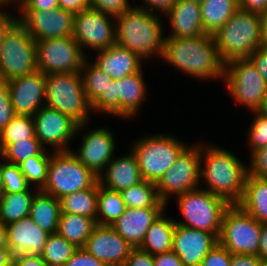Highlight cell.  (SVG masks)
Wrapping results in <instances>:
<instances>
[{
    "instance_id": "1",
    "label": "cell",
    "mask_w": 267,
    "mask_h": 266,
    "mask_svg": "<svg viewBox=\"0 0 267 266\" xmlns=\"http://www.w3.org/2000/svg\"><path fill=\"white\" fill-rule=\"evenodd\" d=\"M248 164H244L231 151L214 144L201 143L200 184L205 183L215 196L229 205H238L244 194Z\"/></svg>"
},
{
    "instance_id": "2",
    "label": "cell",
    "mask_w": 267,
    "mask_h": 266,
    "mask_svg": "<svg viewBox=\"0 0 267 266\" xmlns=\"http://www.w3.org/2000/svg\"><path fill=\"white\" fill-rule=\"evenodd\" d=\"M161 60L180 72L200 80H223L225 63L221 60L214 37H165Z\"/></svg>"
},
{
    "instance_id": "3",
    "label": "cell",
    "mask_w": 267,
    "mask_h": 266,
    "mask_svg": "<svg viewBox=\"0 0 267 266\" xmlns=\"http://www.w3.org/2000/svg\"><path fill=\"white\" fill-rule=\"evenodd\" d=\"M159 15L136 4L115 17L116 44L143 60L157 59V56L161 58L165 28L162 15Z\"/></svg>"
},
{
    "instance_id": "4",
    "label": "cell",
    "mask_w": 267,
    "mask_h": 266,
    "mask_svg": "<svg viewBox=\"0 0 267 266\" xmlns=\"http://www.w3.org/2000/svg\"><path fill=\"white\" fill-rule=\"evenodd\" d=\"M221 60L249 58L262 45L259 14L238 9L213 35Z\"/></svg>"
},
{
    "instance_id": "5",
    "label": "cell",
    "mask_w": 267,
    "mask_h": 266,
    "mask_svg": "<svg viewBox=\"0 0 267 266\" xmlns=\"http://www.w3.org/2000/svg\"><path fill=\"white\" fill-rule=\"evenodd\" d=\"M130 146L136 156L143 180L157 184L188 144L170 133H156L138 137Z\"/></svg>"
},
{
    "instance_id": "6",
    "label": "cell",
    "mask_w": 267,
    "mask_h": 266,
    "mask_svg": "<svg viewBox=\"0 0 267 266\" xmlns=\"http://www.w3.org/2000/svg\"><path fill=\"white\" fill-rule=\"evenodd\" d=\"M45 106L69 115L79 124L90 122L92 113L80 72L45 75Z\"/></svg>"
},
{
    "instance_id": "7",
    "label": "cell",
    "mask_w": 267,
    "mask_h": 266,
    "mask_svg": "<svg viewBox=\"0 0 267 266\" xmlns=\"http://www.w3.org/2000/svg\"><path fill=\"white\" fill-rule=\"evenodd\" d=\"M176 199L178 210L183 220L185 219H176V224L210 232L219 237L224 212L230 206L224 199L202 188L178 195Z\"/></svg>"
},
{
    "instance_id": "8",
    "label": "cell",
    "mask_w": 267,
    "mask_h": 266,
    "mask_svg": "<svg viewBox=\"0 0 267 266\" xmlns=\"http://www.w3.org/2000/svg\"><path fill=\"white\" fill-rule=\"evenodd\" d=\"M97 181L98 177L79 161L72 150L53 151L50 153L47 180L41 191L60 199L91 188Z\"/></svg>"
},
{
    "instance_id": "9",
    "label": "cell",
    "mask_w": 267,
    "mask_h": 266,
    "mask_svg": "<svg viewBox=\"0 0 267 266\" xmlns=\"http://www.w3.org/2000/svg\"><path fill=\"white\" fill-rule=\"evenodd\" d=\"M147 91L142 69L121 80H113L106 94H101L91 105L92 112L129 120L138 114L142 102L148 96Z\"/></svg>"
},
{
    "instance_id": "10",
    "label": "cell",
    "mask_w": 267,
    "mask_h": 266,
    "mask_svg": "<svg viewBox=\"0 0 267 266\" xmlns=\"http://www.w3.org/2000/svg\"><path fill=\"white\" fill-rule=\"evenodd\" d=\"M36 70V41L16 20L0 44V80L7 82Z\"/></svg>"
},
{
    "instance_id": "11",
    "label": "cell",
    "mask_w": 267,
    "mask_h": 266,
    "mask_svg": "<svg viewBox=\"0 0 267 266\" xmlns=\"http://www.w3.org/2000/svg\"><path fill=\"white\" fill-rule=\"evenodd\" d=\"M228 94L249 111H257L267 92V84L249 58L225 64L223 80Z\"/></svg>"
},
{
    "instance_id": "12",
    "label": "cell",
    "mask_w": 267,
    "mask_h": 266,
    "mask_svg": "<svg viewBox=\"0 0 267 266\" xmlns=\"http://www.w3.org/2000/svg\"><path fill=\"white\" fill-rule=\"evenodd\" d=\"M262 224L239 205L224 212L218 243L231 254H258Z\"/></svg>"
},
{
    "instance_id": "13",
    "label": "cell",
    "mask_w": 267,
    "mask_h": 266,
    "mask_svg": "<svg viewBox=\"0 0 267 266\" xmlns=\"http://www.w3.org/2000/svg\"><path fill=\"white\" fill-rule=\"evenodd\" d=\"M200 155L201 142L188 145L157 182V192L163 203L167 205L172 196L175 198L200 188Z\"/></svg>"
},
{
    "instance_id": "14",
    "label": "cell",
    "mask_w": 267,
    "mask_h": 266,
    "mask_svg": "<svg viewBox=\"0 0 267 266\" xmlns=\"http://www.w3.org/2000/svg\"><path fill=\"white\" fill-rule=\"evenodd\" d=\"M87 58L72 36L36 41L37 69L45 75L80 72Z\"/></svg>"
},
{
    "instance_id": "15",
    "label": "cell",
    "mask_w": 267,
    "mask_h": 266,
    "mask_svg": "<svg viewBox=\"0 0 267 266\" xmlns=\"http://www.w3.org/2000/svg\"><path fill=\"white\" fill-rule=\"evenodd\" d=\"M35 137L40 141L41 145L51 152L69 151L72 149L70 143L85 128L88 123L79 124L72 117L58 110L47 106L41 107L33 115Z\"/></svg>"
},
{
    "instance_id": "16",
    "label": "cell",
    "mask_w": 267,
    "mask_h": 266,
    "mask_svg": "<svg viewBox=\"0 0 267 266\" xmlns=\"http://www.w3.org/2000/svg\"><path fill=\"white\" fill-rule=\"evenodd\" d=\"M115 17L92 7L74 14L73 38L85 53L107 49L116 44Z\"/></svg>"
},
{
    "instance_id": "17",
    "label": "cell",
    "mask_w": 267,
    "mask_h": 266,
    "mask_svg": "<svg viewBox=\"0 0 267 266\" xmlns=\"http://www.w3.org/2000/svg\"><path fill=\"white\" fill-rule=\"evenodd\" d=\"M17 20L35 41L73 36L74 14L61 8L18 10Z\"/></svg>"
},
{
    "instance_id": "18",
    "label": "cell",
    "mask_w": 267,
    "mask_h": 266,
    "mask_svg": "<svg viewBox=\"0 0 267 266\" xmlns=\"http://www.w3.org/2000/svg\"><path fill=\"white\" fill-rule=\"evenodd\" d=\"M88 130L87 133H81V144L76 151L72 149V152L86 168L99 177L115 157L117 140L108 127Z\"/></svg>"
},
{
    "instance_id": "19",
    "label": "cell",
    "mask_w": 267,
    "mask_h": 266,
    "mask_svg": "<svg viewBox=\"0 0 267 266\" xmlns=\"http://www.w3.org/2000/svg\"><path fill=\"white\" fill-rule=\"evenodd\" d=\"M16 115L31 116L45 106V74L35 72L6 82Z\"/></svg>"
},
{
    "instance_id": "20",
    "label": "cell",
    "mask_w": 267,
    "mask_h": 266,
    "mask_svg": "<svg viewBox=\"0 0 267 266\" xmlns=\"http://www.w3.org/2000/svg\"><path fill=\"white\" fill-rule=\"evenodd\" d=\"M83 248L107 266H122L134 247L112 226L96 224Z\"/></svg>"
},
{
    "instance_id": "21",
    "label": "cell",
    "mask_w": 267,
    "mask_h": 266,
    "mask_svg": "<svg viewBox=\"0 0 267 266\" xmlns=\"http://www.w3.org/2000/svg\"><path fill=\"white\" fill-rule=\"evenodd\" d=\"M217 243L218 238L213 233L176 224L172 251L179 256L183 266H200Z\"/></svg>"
},
{
    "instance_id": "22",
    "label": "cell",
    "mask_w": 267,
    "mask_h": 266,
    "mask_svg": "<svg viewBox=\"0 0 267 266\" xmlns=\"http://www.w3.org/2000/svg\"><path fill=\"white\" fill-rule=\"evenodd\" d=\"M7 243L13 255L41 256L49 233L42 230L30 216L6 225Z\"/></svg>"
},
{
    "instance_id": "23",
    "label": "cell",
    "mask_w": 267,
    "mask_h": 266,
    "mask_svg": "<svg viewBox=\"0 0 267 266\" xmlns=\"http://www.w3.org/2000/svg\"><path fill=\"white\" fill-rule=\"evenodd\" d=\"M165 209L166 207L127 208L112 227L131 246L138 248L151 224Z\"/></svg>"
},
{
    "instance_id": "24",
    "label": "cell",
    "mask_w": 267,
    "mask_h": 266,
    "mask_svg": "<svg viewBox=\"0 0 267 266\" xmlns=\"http://www.w3.org/2000/svg\"><path fill=\"white\" fill-rule=\"evenodd\" d=\"M96 53L98 55L92 63L113 80H121L143 69V59L117 44Z\"/></svg>"
},
{
    "instance_id": "25",
    "label": "cell",
    "mask_w": 267,
    "mask_h": 266,
    "mask_svg": "<svg viewBox=\"0 0 267 266\" xmlns=\"http://www.w3.org/2000/svg\"><path fill=\"white\" fill-rule=\"evenodd\" d=\"M130 152V153H129ZM115 156L98 177L99 184L109 190L121 192L143 181L135 154Z\"/></svg>"
},
{
    "instance_id": "26",
    "label": "cell",
    "mask_w": 267,
    "mask_h": 266,
    "mask_svg": "<svg viewBox=\"0 0 267 266\" xmlns=\"http://www.w3.org/2000/svg\"><path fill=\"white\" fill-rule=\"evenodd\" d=\"M169 18L171 33L165 37L188 38L206 34L201 19V5L192 0H176L164 17Z\"/></svg>"
},
{
    "instance_id": "27",
    "label": "cell",
    "mask_w": 267,
    "mask_h": 266,
    "mask_svg": "<svg viewBox=\"0 0 267 266\" xmlns=\"http://www.w3.org/2000/svg\"><path fill=\"white\" fill-rule=\"evenodd\" d=\"M61 214L60 200L38 190L31 202L30 217L44 231L56 233Z\"/></svg>"
},
{
    "instance_id": "28",
    "label": "cell",
    "mask_w": 267,
    "mask_h": 266,
    "mask_svg": "<svg viewBox=\"0 0 267 266\" xmlns=\"http://www.w3.org/2000/svg\"><path fill=\"white\" fill-rule=\"evenodd\" d=\"M163 212L147 230L140 249L156 255L172 251L173 233L175 230V219L165 215Z\"/></svg>"
},
{
    "instance_id": "29",
    "label": "cell",
    "mask_w": 267,
    "mask_h": 266,
    "mask_svg": "<svg viewBox=\"0 0 267 266\" xmlns=\"http://www.w3.org/2000/svg\"><path fill=\"white\" fill-rule=\"evenodd\" d=\"M261 224L267 223V183L261 178L249 175L246 178L244 194L238 204Z\"/></svg>"
},
{
    "instance_id": "30",
    "label": "cell",
    "mask_w": 267,
    "mask_h": 266,
    "mask_svg": "<svg viewBox=\"0 0 267 266\" xmlns=\"http://www.w3.org/2000/svg\"><path fill=\"white\" fill-rule=\"evenodd\" d=\"M200 5L204 32L213 35L239 9V0H204Z\"/></svg>"
},
{
    "instance_id": "31",
    "label": "cell",
    "mask_w": 267,
    "mask_h": 266,
    "mask_svg": "<svg viewBox=\"0 0 267 266\" xmlns=\"http://www.w3.org/2000/svg\"><path fill=\"white\" fill-rule=\"evenodd\" d=\"M96 222L87 216L61 213L57 233L78 248H83Z\"/></svg>"
},
{
    "instance_id": "32",
    "label": "cell",
    "mask_w": 267,
    "mask_h": 266,
    "mask_svg": "<svg viewBox=\"0 0 267 266\" xmlns=\"http://www.w3.org/2000/svg\"><path fill=\"white\" fill-rule=\"evenodd\" d=\"M59 200L61 213L87 216L96 222L98 181L91 188L65 195Z\"/></svg>"
},
{
    "instance_id": "33",
    "label": "cell",
    "mask_w": 267,
    "mask_h": 266,
    "mask_svg": "<svg viewBox=\"0 0 267 266\" xmlns=\"http://www.w3.org/2000/svg\"><path fill=\"white\" fill-rule=\"evenodd\" d=\"M38 190L0 196V221L8 225L30 215L31 202Z\"/></svg>"
},
{
    "instance_id": "34",
    "label": "cell",
    "mask_w": 267,
    "mask_h": 266,
    "mask_svg": "<svg viewBox=\"0 0 267 266\" xmlns=\"http://www.w3.org/2000/svg\"><path fill=\"white\" fill-rule=\"evenodd\" d=\"M126 209L121 193L101 186L98 181L96 224L112 226Z\"/></svg>"
},
{
    "instance_id": "35",
    "label": "cell",
    "mask_w": 267,
    "mask_h": 266,
    "mask_svg": "<svg viewBox=\"0 0 267 266\" xmlns=\"http://www.w3.org/2000/svg\"><path fill=\"white\" fill-rule=\"evenodd\" d=\"M120 193L127 208L167 207L158 195L156 184L146 180Z\"/></svg>"
},
{
    "instance_id": "36",
    "label": "cell",
    "mask_w": 267,
    "mask_h": 266,
    "mask_svg": "<svg viewBox=\"0 0 267 266\" xmlns=\"http://www.w3.org/2000/svg\"><path fill=\"white\" fill-rule=\"evenodd\" d=\"M50 152V150L46 151L35 136L15 143H0V157L5 162L16 165L26 161L31 156L50 155Z\"/></svg>"
},
{
    "instance_id": "37",
    "label": "cell",
    "mask_w": 267,
    "mask_h": 266,
    "mask_svg": "<svg viewBox=\"0 0 267 266\" xmlns=\"http://www.w3.org/2000/svg\"><path fill=\"white\" fill-rule=\"evenodd\" d=\"M83 80L84 91L89 103L92 105L101 94H106L108 85L113 79L95 66L88 58L84 61L80 71Z\"/></svg>"
},
{
    "instance_id": "38",
    "label": "cell",
    "mask_w": 267,
    "mask_h": 266,
    "mask_svg": "<svg viewBox=\"0 0 267 266\" xmlns=\"http://www.w3.org/2000/svg\"><path fill=\"white\" fill-rule=\"evenodd\" d=\"M78 249L60 234H49L41 257L49 266H63Z\"/></svg>"
},
{
    "instance_id": "39",
    "label": "cell",
    "mask_w": 267,
    "mask_h": 266,
    "mask_svg": "<svg viewBox=\"0 0 267 266\" xmlns=\"http://www.w3.org/2000/svg\"><path fill=\"white\" fill-rule=\"evenodd\" d=\"M35 136L33 117L15 115L0 132V143H15Z\"/></svg>"
},
{
    "instance_id": "40",
    "label": "cell",
    "mask_w": 267,
    "mask_h": 266,
    "mask_svg": "<svg viewBox=\"0 0 267 266\" xmlns=\"http://www.w3.org/2000/svg\"><path fill=\"white\" fill-rule=\"evenodd\" d=\"M50 155L31 156L18 166L30 186L41 190L47 180Z\"/></svg>"
},
{
    "instance_id": "41",
    "label": "cell",
    "mask_w": 267,
    "mask_h": 266,
    "mask_svg": "<svg viewBox=\"0 0 267 266\" xmlns=\"http://www.w3.org/2000/svg\"><path fill=\"white\" fill-rule=\"evenodd\" d=\"M2 181L3 194L36 190V188H33V186L31 187L28 184L18 165L5 162L3 159Z\"/></svg>"
},
{
    "instance_id": "42",
    "label": "cell",
    "mask_w": 267,
    "mask_h": 266,
    "mask_svg": "<svg viewBox=\"0 0 267 266\" xmlns=\"http://www.w3.org/2000/svg\"><path fill=\"white\" fill-rule=\"evenodd\" d=\"M254 118L248 126L249 156L259 148L267 146V116L258 111H252ZM251 149V150H250Z\"/></svg>"
},
{
    "instance_id": "43",
    "label": "cell",
    "mask_w": 267,
    "mask_h": 266,
    "mask_svg": "<svg viewBox=\"0 0 267 266\" xmlns=\"http://www.w3.org/2000/svg\"><path fill=\"white\" fill-rule=\"evenodd\" d=\"M90 7L103 12L104 14L117 17L123 12L129 10L133 5H130L129 0H89Z\"/></svg>"
},
{
    "instance_id": "44",
    "label": "cell",
    "mask_w": 267,
    "mask_h": 266,
    "mask_svg": "<svg viewBox=\"0 0 267 266\" xmlns=\"http://www.w3.org/2000/svg\"><path fill=\"white\" fill-rule=\"evenodd\" d=\"M7 83L0 80V132L15 116Z\"/></svg>"
},
{
    "instance_id": "45",
    "label": "cell",
    "mask_w": 267,
    "mask_h": 266,
    "mask_svg": "<svg viewBox=\"0 0 267 266\" xmlns=\"http://www.w3.org/2000/svg\"><path fill=\"white\" fill-rule=\"evenodd\" d=\"M232 254L217 243L204 257L200 266H230Z\"/></svg>"
},
{
    "instance_id": "46",
    "label": "cell",
    "mask_w": 267,
    "mask_h": 266,
    "mask_svg": "<svg viewBox=\"0 0 267 266\" xmlns=\"http://www.w3.org/2000/svg\"><path fill=\"white\" fill-rule=\"evenodd\" d=\"M249 159V175L262 178L267 174V146L254 151Z\"/></svg>"
},
{
    "instance_id": "47",
    "label": "cell",
    "mask_w": 267,
    "mask_h": 266,
    "mask_svg": "<svg viewBox=\"0 0 267 266\" xmlns=\"http://www.w3.org/2000/svg\"><path fill=\"white\" fill-rule=\"evenodd\" d=\"M63 266H107L84 248H78Z\"/></svg>"
},
{
    "instance_id": "48",
    "label": "cell",
    "mask_w": 267,
    "mask_h": 266,
    "mask_svg": "<svg viewBox=\"0 0 267 266\" xmlns=\"http://www.w3.org/2000/svg\"><path fill=\"white\" fill-rule=\"evenodd\" d=\"M122 266H154V255L138 248H133Z\"/></svg>"
},
{
    "instance_id": "49",
    "label": "cell",
    "mask_w": 267,
    "mask_h": 266,
    "mask_svg": "<svg viewBox=\"0 0 267 266\" xmlns=\"http://www.w3.org/2000/svg\"><path fill=\"white\" fill-rule=\"evenodd\" d=\"M249 59L267 84V44L258 46Z\"/></svg>"
},
{
    "instance_id": "50",
    "label": "cell",
    "mask_w": 267,
    "mask_h": 266,
    "mask_svg": "<svg viewBox=\"0 0 267 266\" xmlns=\"http://www.w3.org/2000/svg\"><path fill=\"white\" fill-rule=\"evenodd\" d=\"M142 1L143 5L141 4L138 7L147 9L153 14H156L157 10L159 13H162V16H164L171 9L176 0H142Z\"/></svg>"
},
{
    "instance_id": "51",
    "label": "cell",
    "mask_w": 267,
    "mask_h": 266,
    "mask_svg": "<svg viewBox=\"0 0 267 266\" xmlns=\"http://www.w3.org/2000/svg\"><path fill=\"white\" fill-rule=\"evenodd\" d=\"M59 8L58 0H23L19 10L48 11Z\"/></svg>"
},
{
    "instance_id": "52",
    "label": "cell",
    "mask_w": 267,
    "mask_h": 266,
    "mask_svg": "<svg viewBox=\"0 0 267 266\" xmlns=\"http://www.w3.org/2000/svg\"><path fill=\"white\" fill-rule=\"evenodd\" d=\"M12 266H49L41 256L17 254L13 256Z\"/></svg>"
},
{
    "instance_id": "53",
    "label": "cell",
    "mask_w": 267,
    "mask_h": 266,
    "mask_svg": "<svg viewBox=\"0 0 267 266\" xmlns=\"http://www.w3.org/2000/svg\"><path fill=\"white\" fill-rule=\"evenodd\" d=\"M154 266H183L179 256L174 251L154 255Z\"/></svg>"
},
{
    "instance_id": "54",
    "label": "cell",
    "mask_w": 267,
    "mask_h": 266,
    "mask_svg": "<svg viewBox=\"0 0 267 266\" xmlns=\"http://www.w3.org/2000/svg\"><path fill=\"white\" fill-rule=\"evenodd\" d=\"M59 8L77 14L90 7L89 0H58Z\"/></svg>"
},
{
    "instance_id": "55",
    "label": "cell",
    "mask_w": 267,
    "mask_h": 266,
    "mask_svg": "<svg viewBox=\"0 0 267 266\" xmlns=\"http://www.w3.org/2000/svg\"><path fill=\"white\" fill-rule=\"evenodd\" d=\"M230 266H260V257L253 254H232Z\"/></svg>"
},
{
    "instance_id": "56",
    "label": "cell",
    "mask_w": 267,
    "mask_h": 266,
    "mask_svg": "<svg viewBox=\"0 0 267 266\" xmlns=\"http://www.w3.org/2000/svg\"><path fill=\"white\" fill-rule=\"evenodd\" d=\"M239 8L260 14L267 9V0H239Z\"/></svg>"
},
{
    "instance_id": "57",
    "label": "cell",
    "mask_w": 267,
    "mask_h": 266,
    "mask_svg": "<svg viewBox=\"0 0 267 266\" xmlns=\"http://www.w3.org/2000/svg\"><path fill=\"white\" fill-rule=\"evenodd\" d=\"M5 10L4 7H0V44L5 32L17 20V16L13 17V14H10L8 13V10Z\"/></svg>"
},
{
    "instance_id": "58",
    "label": "cell",
    "mask_w": 267,
    "mask_h": 266,
    "mask_svg": "<svg viewBox=\"0 0 267 266\" xmlns=\"http://www.w3.org/2000/svg\"><path fill=\"white\" fill-rule=\"evenodd\" d=\"M260 259H267V223L262 224L258 254Z\"/></svg>"
},
{
    "instance_id": "59",
    "label": "cell",
    "mask_w": 267,
    "mask_h": 266,
    "mask_svg": "<svg viewBox=\"0 0 267 266\" xmlns=\"http://www.w3.org/2000/svg\"><path fill=\"white\" fill-rule=\"evenodd\" d=\"M13 256L9 247H0V266H12Z\"/></svg>"
},
{
    "instance_id": "60",
    "label": "cell",
    "mask_w": 267,
    "mask_h": 266,
    "mask_svg": "<svg viewBox=\"0 0 267 266\" xmlns=\"http://www.w3.org/2000/svg\"><path fill=\"white\" fill-rule=\"evenodd\" d=\"M260 17V29L261 40L263 44H267V9L259 14Z\"/></svg>"
},
{
    "instance_id": "61",
    "label": "cell",
    "mask_w": 267,
    "mask_h": 266,
    "mask_svg": "<svg viewBox=\"0 0 267 266\" xmlns=\"http://www.w3.org/2000/svg\"><path fill=\"white\" fill-rule=\"evenodd\" d=\"M0 247H8L7 243V228L6 225L0 221Z\"/></svg>"
},
{
    "instance_id": "62",
    "label": "cell",
    "mask_w": 267,
    "mask_h": 266,
    "mask_svg": "<svg viewBox=\"0 0 267 266\" xmlns=\"http://www.w3.org/2000/svg\"><path fill=\"white\" fill-rule=\"evenodd\" d=\"M23 0H0V7H8V5L10 6V4L15 5L14 7L17 8L18 11L22 5Z\"/></svg>"
},
{
    "instance_id": "63",
    "label": "cell",
    "mask_w": 267,
    "mask_h": 266,
    "mask_svg": "<svg viewBox=\"0 0 267 266\" xmlns=\"http://www.w3.org/2000/svg\"><path fill=\"white\" fill-rule=\"evenodd\" d=\"M257 111L262 115L267 116V92L265 93L262 104Z\"/></svg>"
},
{
    "instance_id": "64",
    "label": "cell",
    "mask_w": 267,
    "mask_h": 266,
    "mask_svg": "<svg viewBox=\"0 0 267 266\" xmlns=\"http://www.w3.org/2000/svg\"><path fill=\"white\" fill-rule=\"evenodd\" d=\"M3 194V181H2V158L0 157V196Z\"/></svg>"
},
{
    "instance_id": "65",
    "label": "cell",
    "mask_w": 267,
    "mask_h": 266,
    "mask_svg": "<svg viewBox=\"0 0 267 266\" xmlns=\"http://www.w3.org/2000/svg\"><path fill=\"white\" fill-rule=\"evenodd\" d=\"M260 266H267V259H260Z\"/></svg>"
},
{
    "instance_id": "66",
    "label": "cell",
    "mask_w": 267,
    "mask_h": 266,
    "mask_svg": "<svg viewBox=\"0 0 267 266\" xmlns=\"http://www.w3.org/2000/svg\"><path fill=\"white\" fill-rule=\"evenodd\" d=\"M262 179L267 183V174H265Z\"/></svg>"
},
{
    "instance_id": "67",
    "label": "cell",
    "mask_w": 267,
    "mask_h": 266,
    "mask_svg": "<svg viewBox=\"0 0 267 266\" xmlns=\"http://www.w3.org/2000/svg\"><path fill=\"white\" fill-rule=\"evenodd\" d=\"M192 1L202 3L204 0H192Z\"/></svg>"
}]
</instances>
